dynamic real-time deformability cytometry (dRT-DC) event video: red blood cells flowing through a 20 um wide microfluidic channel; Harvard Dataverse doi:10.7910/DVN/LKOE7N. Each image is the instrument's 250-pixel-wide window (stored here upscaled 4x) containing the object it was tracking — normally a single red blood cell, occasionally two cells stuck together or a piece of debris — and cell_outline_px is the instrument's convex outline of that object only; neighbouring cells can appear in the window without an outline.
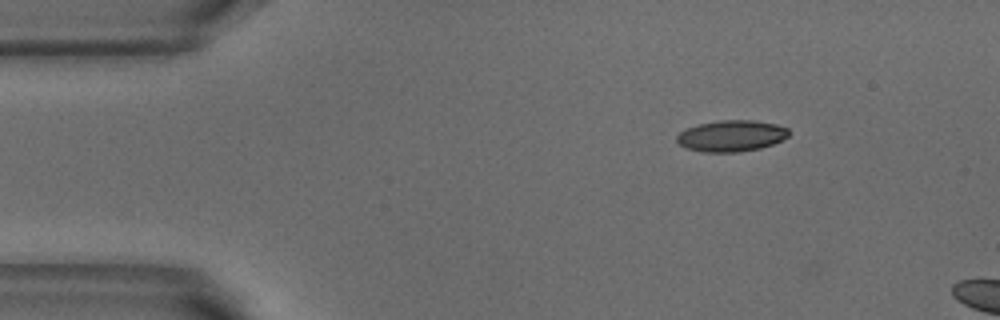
{"species": "common noctule bat (a hibernating species)", "species_latin": "Nyctalus noctula", "temperature_condition": "warm", "stored_images_in_passage": 6, "segment_of_instrument_passage": [2, 2], "camera_frame_rate_fps": 3000, "um_per_image_px": 0.085, "animal": {"sex": "male", "body_mass_g": 18.8}, "frame": {"image": 1, "passage_image": 6, "time_ms": 1.667, "image_size_px": [1000, 320], "cell_outline_px": [[788, 136], [772, 144], [760, 148], [736, 152], [704, 152], [684, 148], [676, 140], [676, 136], [680, 132], [688, 128], [700, 124], [716, 120], [752, 120], [776, 124], [788, 128]], "centroid_in_image_um": [62.14, 11.55], "position_along_channel_um": 22.9, "area_um2": 20.29}}